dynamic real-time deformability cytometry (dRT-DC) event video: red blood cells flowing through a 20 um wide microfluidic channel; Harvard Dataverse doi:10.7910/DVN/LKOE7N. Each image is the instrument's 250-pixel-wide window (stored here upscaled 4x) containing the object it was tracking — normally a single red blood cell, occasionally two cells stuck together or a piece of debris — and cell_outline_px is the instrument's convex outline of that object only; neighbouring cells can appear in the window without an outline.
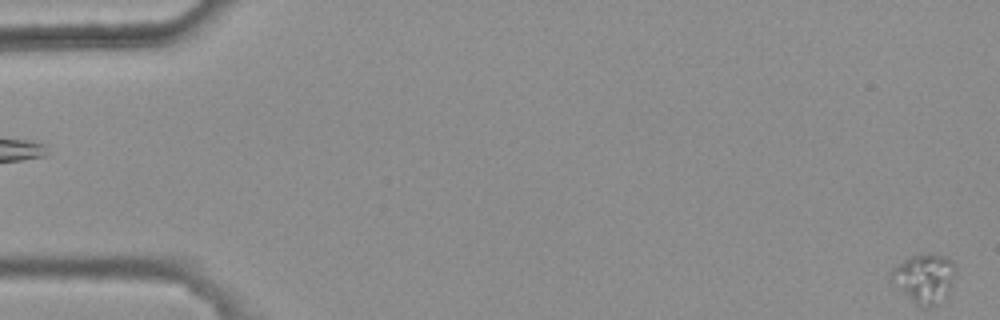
{"species": "common noctule bat (a hibernating species)", "species_latin": "Nyctalus noctula", "temperature_condition": "warm", "stored_images_in_passage": 10, "camera_frame_rate_fps": 3000, "um_per_image_px": 0.085, "animal": {"sex": "female", "body_mass_g": 25.1}, "frame": {"image": 1, "passage_image": 1, "time_ms": 0.0, "image_size_px": [1000, 320], "cell_outline_px": [[956, 268], [948, 296], [944, 300], [936, 304], [916, 304], [888, 280], [888, 276], [892, 268], [904, 260], [912, 256], [944, 256], [952, 260], [956, 264]], "centroid_in_image_um": [78.56, 23.66], "position_along_channel_um": 6.4, "area_um2": 18.03}}